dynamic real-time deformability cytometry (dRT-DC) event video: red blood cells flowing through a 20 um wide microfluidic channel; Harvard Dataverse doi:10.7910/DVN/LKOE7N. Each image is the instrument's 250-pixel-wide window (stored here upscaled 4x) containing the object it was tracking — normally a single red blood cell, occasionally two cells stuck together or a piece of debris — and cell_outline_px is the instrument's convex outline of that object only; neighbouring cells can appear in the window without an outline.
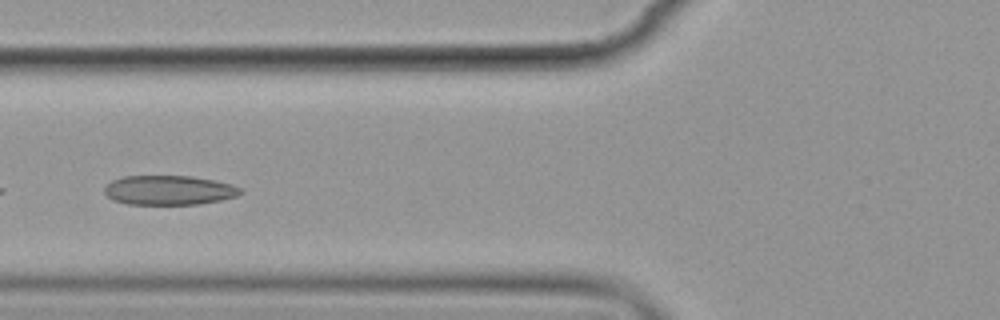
{"species": "common noctule bat (a hibernating species)", "species_latin": "Nyctalus noctula", "temperature_condition": "cold", "stored_images_in_passage": 10, "camera_frame_rate_fps": 3000, "um_per_image_px": 0.085, "animal": {"sex": "female", "body_mass_g": 19.9}, "frame": {"image": 1, "passage_image": 6, "time_ms": 5.667, "image_size_px": [1000, 320], "cell_outline_px": [[244, 192], [236, 196], [220, 200], [200, 204], [128, 204], [112, 200], [104, 192], [104, 188], [112, 180], [124, 176], [192, 176], [216, 180], [232, 184], [240, 188]], "centroid_in_image_um": [14.38, 16.16], "position_along_channel_um": 111.4, "area_um2": 23.41}}
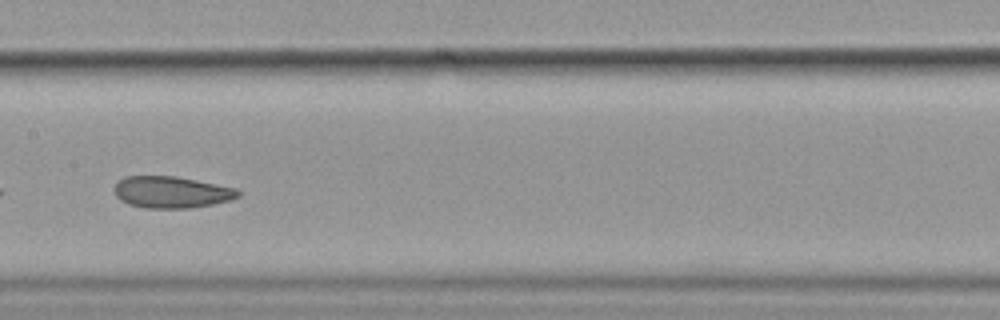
{"frame": {"image": 2, "passage_image": 8, "time_ms": 8.0, "image_size_px": [1000, 320], "cell_outline_px": [[240, 196], [232, 200], [212, 204], [188, 208], [144, 208], [128, 204], [120, 200], [116, 196], [116, 184], [124, 176], [176, 176], [236, 188], [240, 192]], "centroid_in_image_um": [14.59, 16.34], "position_along_channel_um": 192.8, "area_um2": 22.77}}
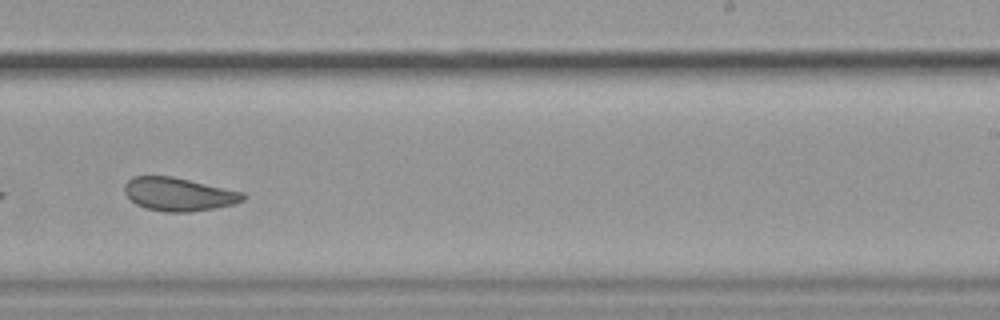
{"frame": {"image": 3, "passage_image": 10, "time_ms": 10.333, "image_size_px": [1000, 320], "cell_outline_px": [[248, 196], [244, 200], [232, 204], [212, 208], [188, 212], [164, 212], [144, 208], [136, 204], [124, 192], [124, 184], [132, 176], [172, 176], [244, 192]], "centroid_in_image_um": [15.17, 16.5], "position_along_channel_um": 273.8, "area_um2": 23.0}}